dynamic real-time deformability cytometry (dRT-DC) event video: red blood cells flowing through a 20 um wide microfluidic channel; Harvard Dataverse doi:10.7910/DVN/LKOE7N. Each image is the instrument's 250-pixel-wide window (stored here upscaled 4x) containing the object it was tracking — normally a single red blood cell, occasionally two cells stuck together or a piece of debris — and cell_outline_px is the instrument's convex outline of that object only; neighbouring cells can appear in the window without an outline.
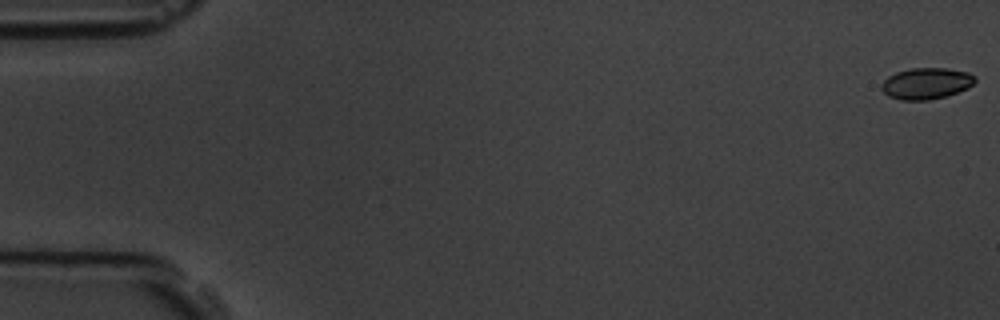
{"species": "common noctule bat (a hibernating species)", "species_latin": "Nyctalus noctula", "temperature_condition": "room temperature", "stored_images_in_passage": 5, "camera_frame_rate_fps": 3000, "um_per_image_px": 0.085, "animal": {"sex": "male", "body_mass_g": 19.5, "forearm_length_mm": 54.6}, "frame": {"image": 1, "passage_image": 1, "time_ms": 0.0, "image_size_px": [1000, 320], "cell_outline_px": [[976, 80], [968, 88], [944, 96], [928, 100], [900, 100], [888, 96], [880, 88], [880, 84], [888, 76], [896, 72], [912, 68], [948, 68], [968, 72], [976, 76]], "centroid_in_image_um": [78.71, 7.08], "position_along_channel_um": 6.3, "area_um2": 17.11}}
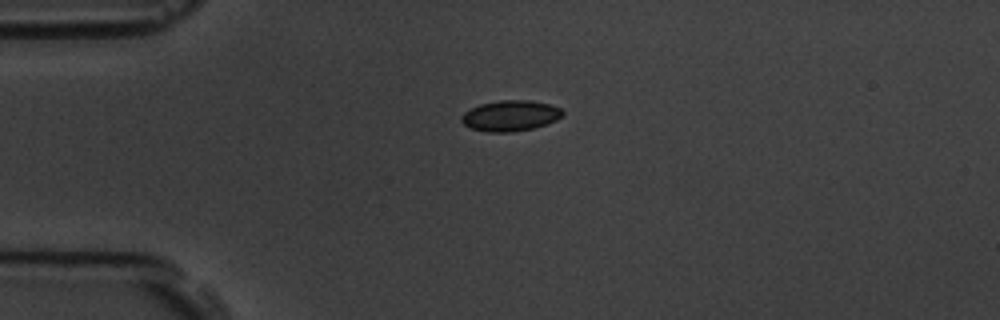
{"frame": {"image": 2, "passage_image": 4, "time_ms": 4.333, "image_size_px": [1000, 320], "cell_outline_px": [[564, 112], [556, 120], [548, 124], [532, 128], [512, 132], [488, 132], [472, 128], [464, 124], [460, 120], [460, 116], [464, 112], [480, 104], [500, 100], [528, 100], [548, 104], [560, 108]], "centroid_in_image_um": [43.36, 9.84], "position_along_channel_um": 41.6, "area_um2": 17.98}}